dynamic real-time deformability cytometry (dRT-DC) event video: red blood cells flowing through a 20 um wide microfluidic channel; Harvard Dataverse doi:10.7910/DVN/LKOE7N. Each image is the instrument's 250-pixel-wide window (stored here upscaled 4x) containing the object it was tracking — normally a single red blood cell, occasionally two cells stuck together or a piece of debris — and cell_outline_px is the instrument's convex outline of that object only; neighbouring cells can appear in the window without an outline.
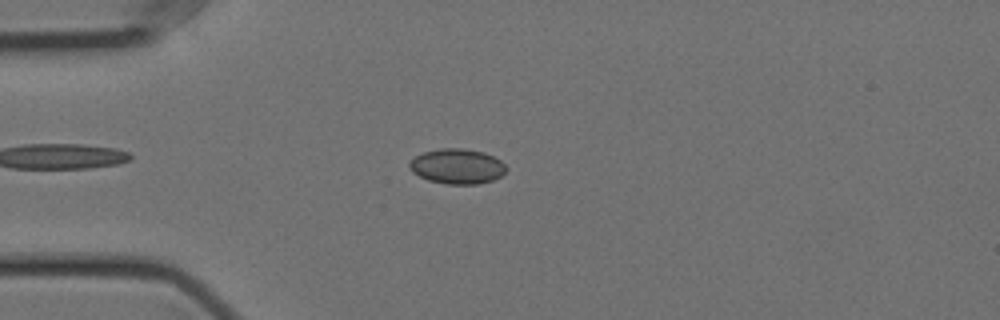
{"species": "Egyptian fruit bat (a non-hibernating species)", "species_latin": "Rousettus aegyptiacus", "temperature_condition": "cold", "stored_images_in_passage": 57, "camera_frame_rate_fps": 3000, "um_per_image_px": 0.085, "animal": {"sex": "female"}, "frame": {"image": 1, "passage_image": 15, "time_ms": 4.667, "image_size_px": [1000, 320], "cell_outline_px": [[508, 168], [500, 176], [492, 180], [476, 184], [444, 184], [428, 180], [412, 172], [408, 164], [416, 156], [424, 152], [440, 148], [464, 148], [484, 152], [500, 160]], "centroid_in_image_um": [38.86, 14.13], "position_along_channel_um": 46.1, "area_um2": 19.71}}
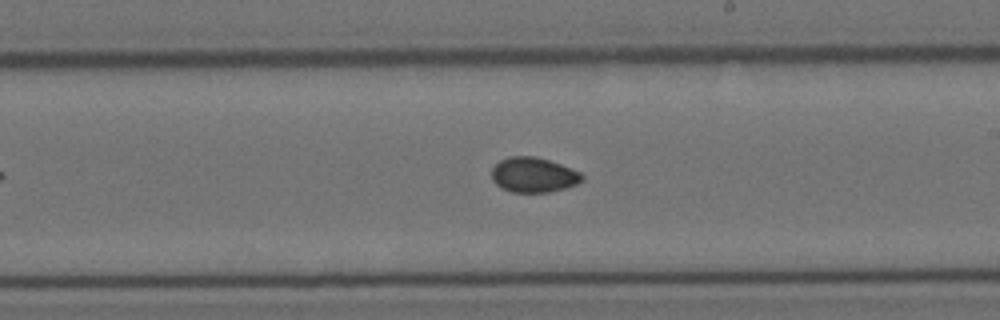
{"frame": {"image": 2, "passage_image": 33, "time_ms": 10.667, "image_size_px": [1000, 320], "cell_outline_px": [[584, 180], [576, 184], [564, 188], [548, 192], [512, 192], [500, 188], [492, 180], [492, 168], [500, 160], [508, 156], [536, 156], [560, 164], [580, 172], [584, 176]], "centroid_in_image_um": [45.33, 14.86], "position_along_channel_um": 243.7, "area_um2": 18.44}}
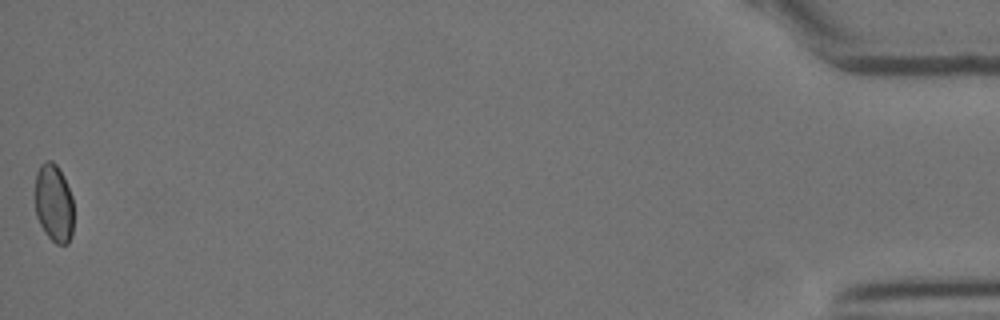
{"frame": {"image": 3, "passage_image": 57, "time_ms": 18.667, "image_size_px": [1000, 320], "cell_outline_px": [[72, 236], [68, 244], [56, 244], [44, 232], [36, 216], [36, 172], [40, 164], [44, 160], [52, 160], [56, 164], [72, 196]], "centroid_in_image_um": [4.56, 17.28], "position_along_channel_um": 430.6, "area_um2": 17.4}, "authors_computed_cell_mechanics": {"area_um2": 18.6116, "velocity_mm_per_s": 3.5509, "shape_relaxation_time_tau1_ms": null, "shape_relaxation_time_tau2_ms": 8.47, "deformation_change_tau1": null, "deformation_change_tau2": 0.0643}}